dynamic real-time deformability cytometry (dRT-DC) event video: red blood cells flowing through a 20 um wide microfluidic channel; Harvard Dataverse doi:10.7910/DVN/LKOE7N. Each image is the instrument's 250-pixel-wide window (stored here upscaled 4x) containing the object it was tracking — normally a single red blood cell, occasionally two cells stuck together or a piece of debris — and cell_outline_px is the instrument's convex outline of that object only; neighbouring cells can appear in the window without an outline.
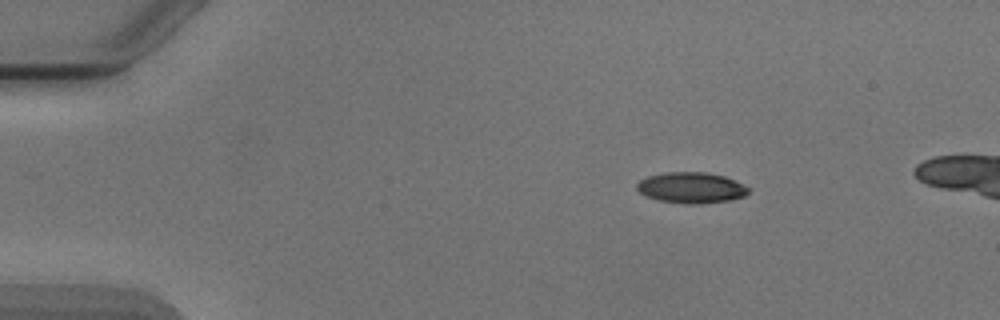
{"species": "Egyptian fruit bat (a non-hibernating species)", "species_latin": "Rousettus aegyptiacus", "temperature_condition": "cold", "stored_images_in_passage": 4, "camera_frame_rate_fps": 3000, "um_per_image_px": 0.085, "animal": {"sex": "male"}, "frame": {"image": 1, "passage_image": 1, "time_ms": 0.0, "image_size_px": [1000, 320], "cell_outline_px": [[748, 192], [744, 196], [728, 200], [700, 204], [688, 204], [660, 200], [648, 196], [640, 192], [636, 188], [636, 184], [640, 180], [648, 176], [668, 172], [704, 172], [724, 176], [744, 184], [748, 188]], "centroid_in_image_um": [58.76, 15.95], "position_along_channel_um": 26.2, "area_um2": 19.83}}